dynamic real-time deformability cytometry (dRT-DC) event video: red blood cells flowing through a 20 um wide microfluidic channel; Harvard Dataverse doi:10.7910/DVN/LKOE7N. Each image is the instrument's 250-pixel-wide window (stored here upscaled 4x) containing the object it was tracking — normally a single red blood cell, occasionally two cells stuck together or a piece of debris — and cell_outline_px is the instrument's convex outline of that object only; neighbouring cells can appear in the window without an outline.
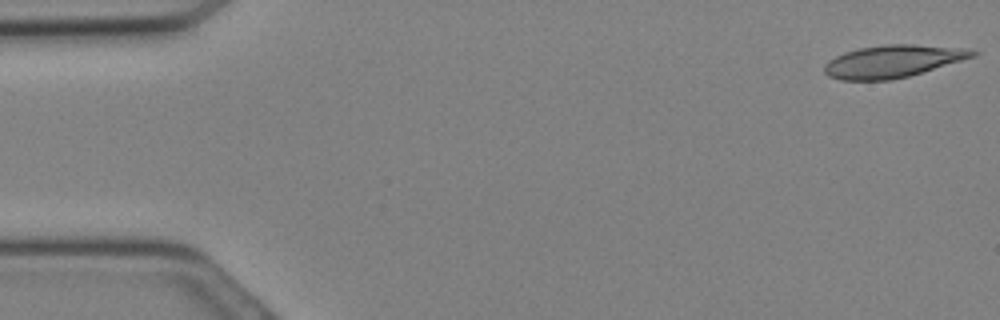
{"species": "Egyptian fruit bat (a non-hibernating species)", "species_latin": "Rousettus aegyptiacus", "temperature_condition": "cold", "stored_images_in_passage": 30, "camera_frame_rate_fps": 3000, "um_per_image_px": 0.085, "animal": {"sex": "female"}, "frame": {"image": 1, "passage_image": 1, "time_ms": 0.0, "image_size_px": [1000, 320], "cell_outline_px": [[980, 52], [976, 56], [908, 76], [888, 80], [840, 80], [828, 76], [824, 72], [824, 64], [828, 60], [844, 52], [860, 48], [884, 44], [912, 44], [960, 48]], "centroid_in_image_um": [75.84, 5.21], "position_along_channel_um": 9.2, "area_um2": 27.8}}
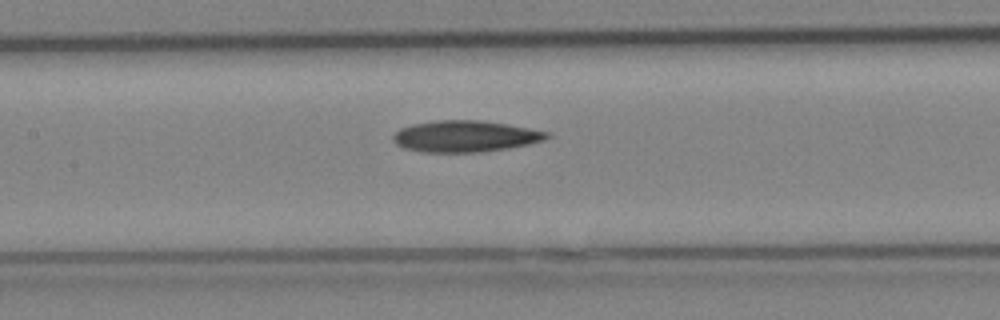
{"frame": {"image": 2, "passage_image": 14, "time_ms": 4.333, "image_size_px": [1000, 320], "cell_outline_px": [[552, 136], [544, 140], [528, 144], [508, 148], [480, 152], [424, 152], [404, 148], [396, 144], [392, 140], [392, 136], [400, 128], [412, 124], [436, 120], [480, 120], [508, 124], [548, 132]], "centroid_in_image_um": [39.53, 11.58], "position_along_channel_um": 167.9, "area_um2": 28.15}}
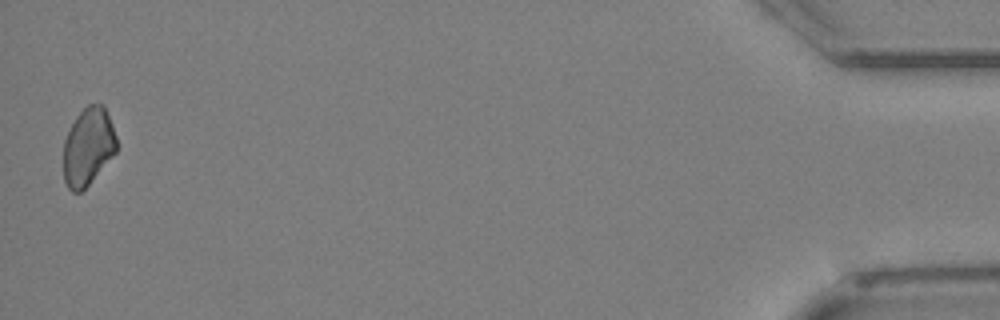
{"frame": {"image": 3, "passage_image": 30, "time_ms": 9.667, "image_size_px": [1000, 320], "cell_outline_px": [[116, 152], [88, 184], [80, 192], [72, 192], [68, 188], [64, 180], [64, 140], [76, 116], [88, 104], [104, 104], [112, 124], [116, 136]], "centroid_in_image_um": [7.49, 12.44], "position_along_channel_um": 427.7, "area_um2": 23.76}}